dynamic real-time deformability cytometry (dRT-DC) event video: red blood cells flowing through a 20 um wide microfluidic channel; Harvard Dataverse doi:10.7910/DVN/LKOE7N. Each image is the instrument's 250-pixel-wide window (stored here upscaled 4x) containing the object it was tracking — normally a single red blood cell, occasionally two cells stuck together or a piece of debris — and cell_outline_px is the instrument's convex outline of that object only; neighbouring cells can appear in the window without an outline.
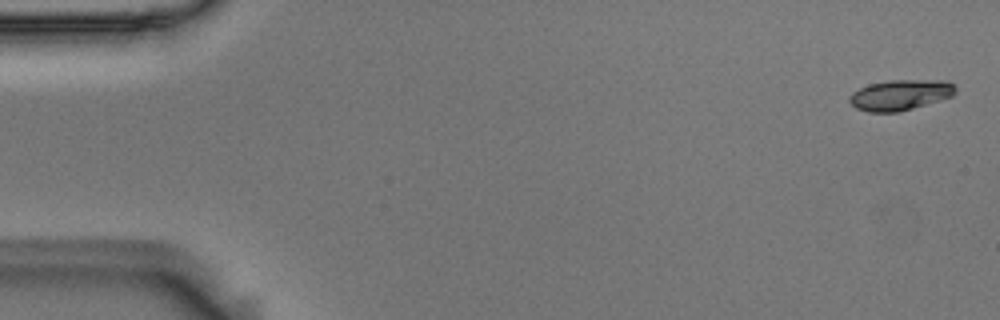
{"species": "Egyptian fruit bat (a non-hibernating species)", "species_latin": "Rousettus aegyptiacus", "temperature_condition": "room temperature", "stored_images_in_passage": 7, "camera_frame_rate_fps": 3000, "um_per_image_px": 0.085, "animal": {"sex": "male"}, "frame": {"image": 1, "passage_image": 1, "time_ms": 0.0, "image_size_px": [1000, 320], "cell_outline_px": [[956, 92], [952, 96], [900, 112], [868, 112], [856, 108], [848, 100], [848, 96], [852, 92], [868, 84], [888, 80], [948, 80], [956, 88]], "centroid_in_image_um": [76.5, 8.06], "position_along_channel_um": 8.5, "area_um2": 18.96}}
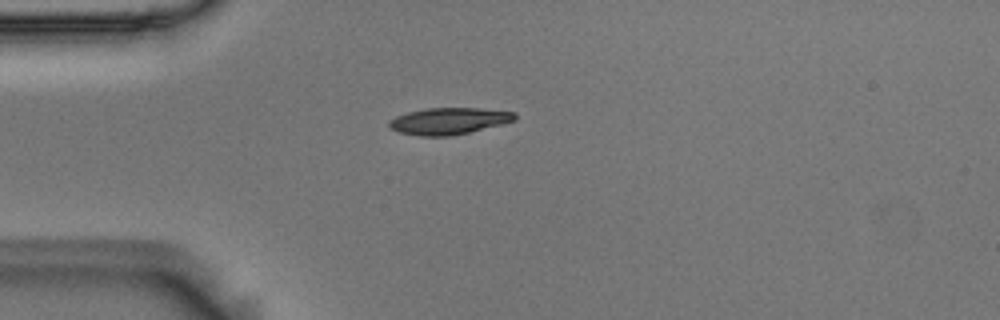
{"frame": {"image": 2, "passage_image": 4, "time_ms": 1.0, "image_size_px": [1000, 320], "cell_outline_px": [[516, 120], [468, 132], [448, 136], [420, 136], [400, 132], [392, 128], [388, 124], [388, 120], [396, 116], [408, 112], [428, 108], [480, 108], [516, 112]], "centroid_in_image_um": [38.14, 10.27], "position_along_channel_um": 46.9, "area_um2": 19.31}}
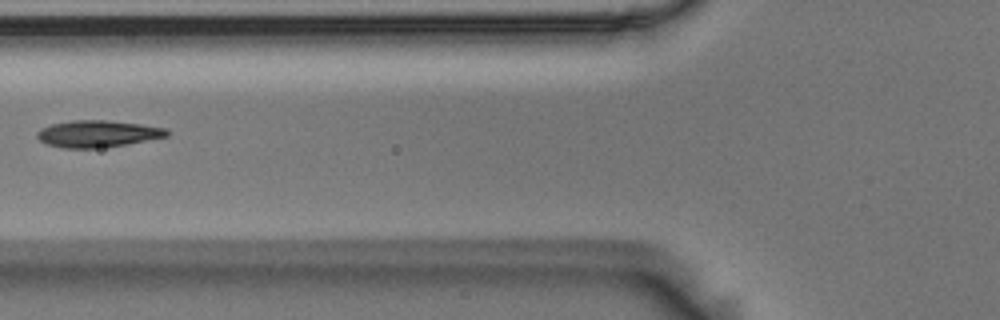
{"frame": {"image": 3, "passage_image": 6, "time_ms": 1.667, "image_size_px": [1000, 320], "cell_outline_px": [[168, 136], [124, 144], [96, 148], [64, 148], [44, 144], [36, 136], [36, 132], [40, 128], [52, 124], [72, 120], [108, 120], [140, 124], [168, 128]], "centroid_in_image_um": [8.25, 11.36], "position_along_channel_um": 117.5, "area_um2": 20.23}}